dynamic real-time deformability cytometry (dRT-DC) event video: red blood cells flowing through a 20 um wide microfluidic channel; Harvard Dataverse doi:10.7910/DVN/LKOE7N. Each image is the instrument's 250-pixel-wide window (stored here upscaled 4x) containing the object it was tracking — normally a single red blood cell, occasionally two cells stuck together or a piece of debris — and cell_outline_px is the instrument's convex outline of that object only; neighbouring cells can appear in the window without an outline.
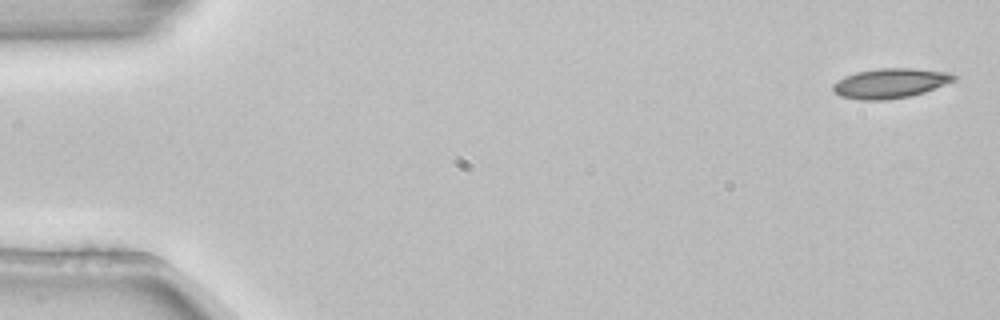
{"species": "common noctule bat (a hibernating species)", "species_latin": "Nyctalus noctula", "temperature_condition": "room temperature", "stored_images_in_passage": 4, "camera_frame_rate_fps": 3000, "um_per_image_px": 0.085, "animal": {"sex": "female", "body_mass_g": 22.7, "forearm_length_mm": 54.2}, "frame": {"image": 1, "passage_image": 1, "time_ms": 0.0, "image_size_px": [1000, 320], "cell_outline_px": [[960, 76], [956, 80], [924, 92], [908, 96], [884, 100], [860, 100], [840, 96], [832, 88], [832, 84], [844, 76], [856, 72], [880, 68], [916, 68], [948, 72]], "centroid_in_image_um": [75.69, 7.06], "position_along_channel_um": 9.3, "area_um2": 21.04}}